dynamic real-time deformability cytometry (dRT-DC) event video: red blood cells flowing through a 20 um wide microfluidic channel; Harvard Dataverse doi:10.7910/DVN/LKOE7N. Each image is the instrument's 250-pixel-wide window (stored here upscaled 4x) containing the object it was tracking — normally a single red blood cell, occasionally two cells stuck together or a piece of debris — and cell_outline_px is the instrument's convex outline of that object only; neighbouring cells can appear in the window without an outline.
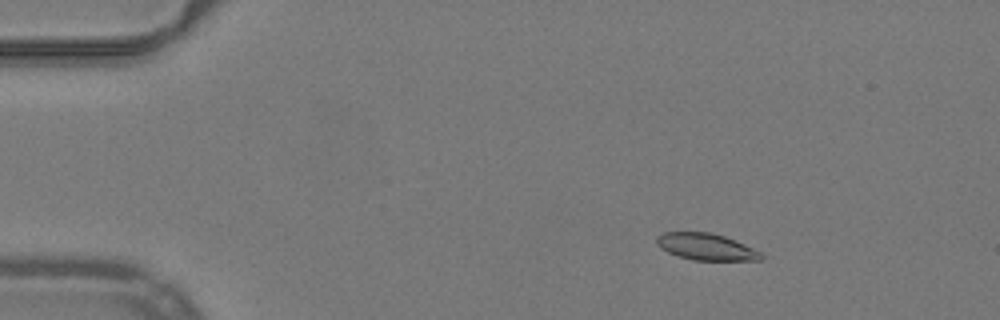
{"species": "common noctule bat (a hibernating species)", "species_latin": "Nyctalus noctula", "temperature_condition": "warm", "stored_images_in_passage": 53, "camera_frame_rate_fps": 3000, "um_per_image_px": 0.085, "animal": {"sex": "male", "body_mass_g": 19.2, "forearm_length_mm": 51.8}, "frame": {"image": 1, "passage_image": 9, "time_ms": 2.667, "image_size_px": [1000, 320], "cell_outline_px": [[764, 256], [760, 260], [692, 260], [668, 252], [660, 248], [656, 240], [656, 236], [664, 232], [712, 232], [736, 240], [760, 252]], "centroid_in_image_um": [60.01, 20.97], "position_along_channel_um": 25.0, "area_um2": 16.18}}
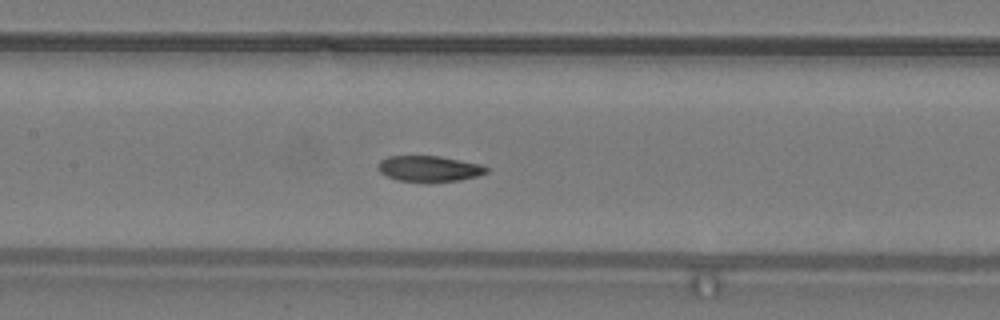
{"frame": {"image": 2, "passage_image": 26, "time_ms": 8.333, "image_size_px": [1000, 320], "cell_outline_px": [[488, 172], [476, 176], [460, 180], [396, 180], [380, 172], [380, 160], [388, 156], [440, 156], [480, 164], [488, 168]], "centroid_in_image_um": [36.5, 14.31], "position_along_channel_um": 170.9, "area_um2": 15.66}}
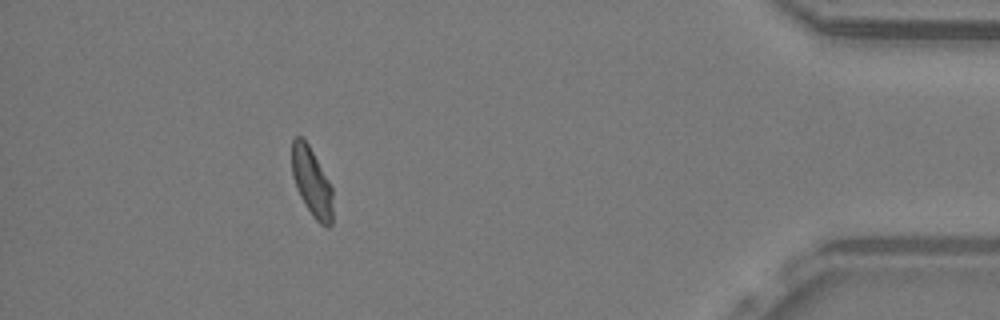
{"frame": {"image": 3, "passage_image": 48, "time_ms": 15.667, "image_size_px": [1000, 320], "cell_outline_px": [[332, 224], [328, 228], [320, 224], [312, 216], [300, 196], [296, 188], [292, 176], [292, 140], [296, 136], [304, 136], [328, 180], [332, 188]], "centroid_in_image_um": [26.49, 15.47], "position_along_channel_um": 408.7, "area_um2": 16.42}, "authors_computed_cell_mechanics": {"area_um2": 16.9932, "velocity_mm_per_s": 3.9739, "shape_relaxation_time_tau1_ms": 5.612, "shape_relaxation_time_tau2_ms": 3.307, "deformation_change_tau1": 0.1557, "deformation_change_tau2": 0.0887}}